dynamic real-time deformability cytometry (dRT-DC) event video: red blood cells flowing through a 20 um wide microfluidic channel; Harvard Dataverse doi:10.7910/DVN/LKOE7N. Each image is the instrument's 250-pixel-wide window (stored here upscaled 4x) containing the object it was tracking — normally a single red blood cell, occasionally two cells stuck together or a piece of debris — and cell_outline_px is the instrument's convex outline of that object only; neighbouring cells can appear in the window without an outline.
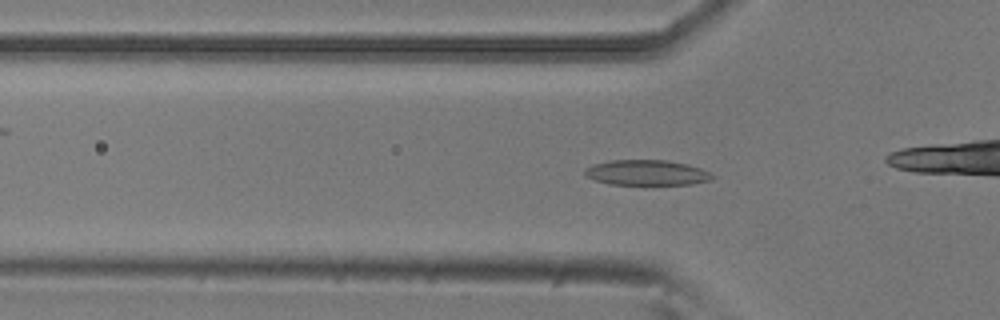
{"species": "common noctule bat (a hibernating species)", "species_latin": "Nyctalus noctula", "temperature_condition": "room temperature", "stored_images_in_passage": 42, "camera_frame_rate_fps": 3000, "um_per_image_px": 0.085, "animal": {"sex": "male", "body_mass_g": 20.5, "forearm_length_mm": 52.5}, "frame": {"image": 1, "passage_image": 17, "time_ms": 5.333, "image_size_px": [1000, 320], "cell_outline_px": [[716, 176], [712, 180], [692, 184], [608, 184], [584, 176], [584, 168], [592, 164], [612, 160], [668, 160], [688, 164], [700, 168]], "centroid_in_image_um": [54.96, 14.67], "position_along_channel_um": 70.8, "area_um2": 18.9}}
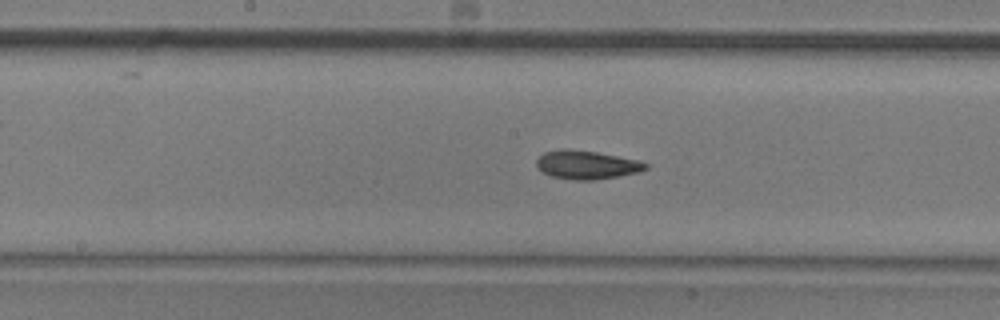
{"frame": {"image": 2, "passage_image": 27, "time_ms": 8.667, "image_size_px": [1000, 320], "cell_outline_px": [[648, 168], [640, 172], [592, 180], [572, 180], [552, 176], [536, 168], [536, 160], [544, 152], [560, 148], [564, 148], [596, 152], [640, 160], [648, 164]], "centroid_in_image_um": [49.85, 14.0], "position_along_channel_um": 198.3, "area_um2": 18.21}}
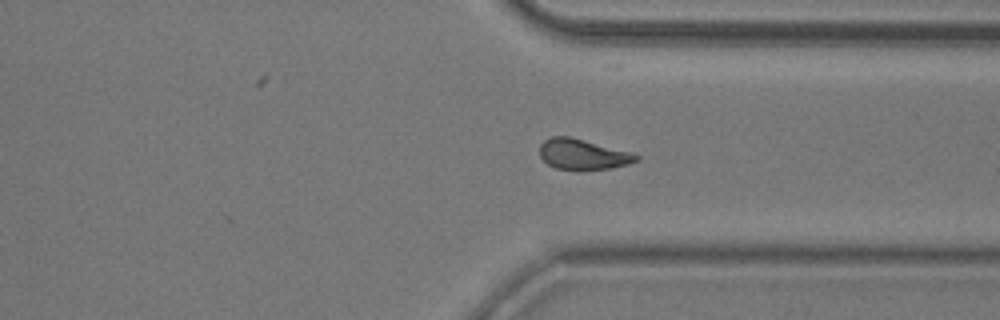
{"frame": {"image": 3, "passage_image": 40, "time_ms": 13.0, "image_size_px": [1000, 320], "cell_outline_px": [[640, 160], [628, 164], [612, 168], [580, 172], [556, 168], [548, 164], [540, 156], [540, 144], [544, 140], [552, 136], [568, 136], [632, 152], [640, 156]], "centroid_in_image_um": [49.56, 13.15], "position_along_channel_um": 361.8, "area_um2": 17.57}}